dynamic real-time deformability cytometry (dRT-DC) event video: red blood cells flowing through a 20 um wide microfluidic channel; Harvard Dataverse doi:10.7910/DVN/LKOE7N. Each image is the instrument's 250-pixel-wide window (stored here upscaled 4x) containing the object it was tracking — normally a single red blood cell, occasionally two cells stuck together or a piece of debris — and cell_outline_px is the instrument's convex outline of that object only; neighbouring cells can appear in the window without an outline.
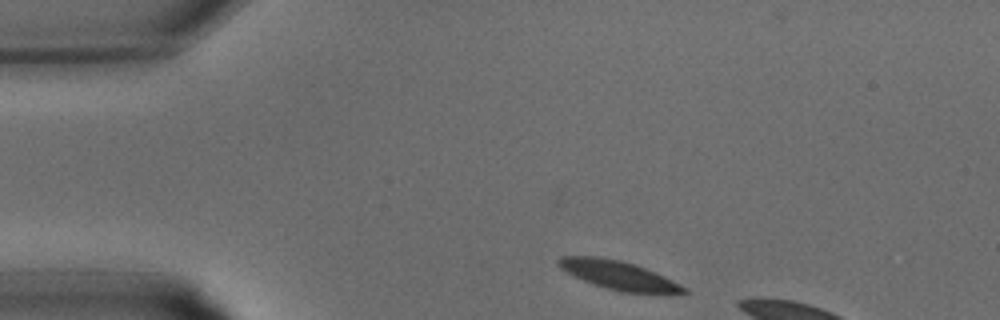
{"species": "common noctule bat (a hibernating species)", "species_latin": "Nyctalus noctula", "temperature_condition": "warm", "stored_images_in_passage": 4, "camera_frame_rate_fps": 3000, "um_per_image_px": 0.085, "animal": {"sex": "male", "body_mass_g": 15.6}, "frame": {"image": 1, "passage_image": 1, "time_ms": 0.0, "image_size_px": [1000, 320], "cell_outline_px": [[688, 292], [620, 292], [584, 280], [560, 268], [556, 260], [560, 256], [596, 256], [620, 260], [644, 268], [664, 276], [688, 288]], "centroid_in_image_um": [52.53, 23.37], "position_along_channel_um": 32.5, "area_um2": 20.23}}